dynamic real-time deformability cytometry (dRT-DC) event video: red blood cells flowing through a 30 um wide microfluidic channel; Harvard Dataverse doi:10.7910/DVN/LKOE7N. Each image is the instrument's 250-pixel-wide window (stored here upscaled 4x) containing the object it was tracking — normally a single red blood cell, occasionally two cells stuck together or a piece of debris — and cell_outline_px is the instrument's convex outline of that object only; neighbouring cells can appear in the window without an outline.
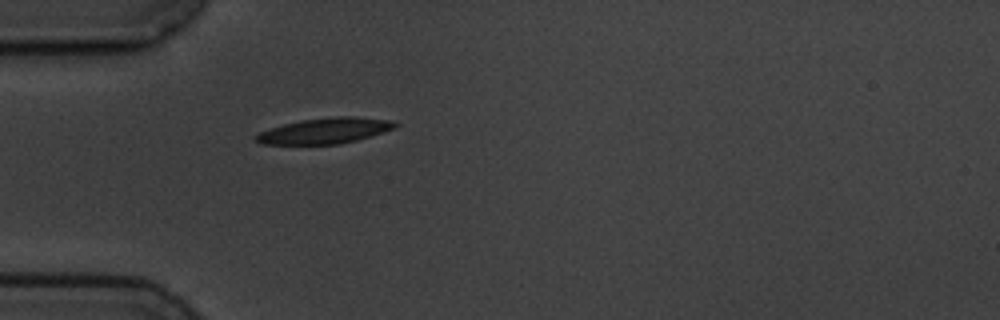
{"species": "common noctule bat (a hibernating species)", "species_latin": "Nyctalus noctula", "temperature_condition": "cold", "stored_images_in_passage": 1, "camera_frame_rate_fps": 3000, "um_per_image_px": 0.085, "animal": {"sex": "male", "body_mass_g": 19.5, "forearm_length_mm": 54.6}, "frame": {"image": 1, "passage_image": 1, "time_ms": 0.0, "image_size_px": [1000, 320], "cell_outline_px": [[400, 124], [396, 128], [356, 140], [340, 144], [260, 144], [252, 136], [260, 132], [284, 124], [300, 120], [336, 116], [352, 116], [388, 120]], "centroid_in_image_um": [27.61, 11.11], "position_along_channel_um": 57.4, "area_um2": 20.69}}